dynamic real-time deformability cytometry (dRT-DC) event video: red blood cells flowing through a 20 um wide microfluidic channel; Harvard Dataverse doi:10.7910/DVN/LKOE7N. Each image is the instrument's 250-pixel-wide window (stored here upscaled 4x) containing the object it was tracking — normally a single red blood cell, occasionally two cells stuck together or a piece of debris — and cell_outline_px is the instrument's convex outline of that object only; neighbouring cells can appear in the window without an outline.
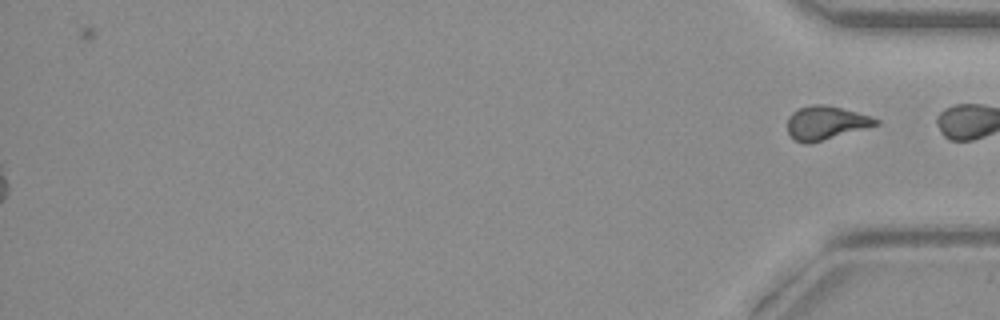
{"species": "common noctule bat (a hibernating species)", "species_latin": "Nyctalus noctula", "temperature_condition": "warm", "stored_images_in_passage": 54, "segment_of_instrument_passage": [2, 2], "camera_frame_rate_fps": 3000, "um_per_image_px": 0.085, "animal": {"sex": "female", "body_mass_g": 19.3, "forearm_length_mm": 54.1}, "frame": {"image": 1, "passage_image": 54, "time_ms": 17.667, "image_size_px": [1000, 320], "cell_outline_px": [[880, 124], [808, 144], [804, 144], [796, 140], [788, 132], [788, 116], [792, 112], [800, 108], [812, 104], [824, 104], [856, 112], [880, 120]], "centroid_in_image_um": [70.17, 10.44], "position_along_channel_um": 365.0, "area_um2": 16.99}}